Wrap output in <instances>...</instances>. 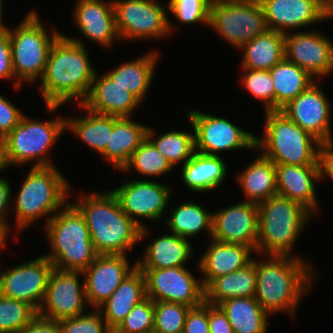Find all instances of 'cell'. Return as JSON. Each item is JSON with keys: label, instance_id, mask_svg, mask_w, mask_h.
Here are the masks:
<instances>
[{"label": "cell", "instance_id": "cell-26", "mask_svg": "<svg viewBox=\"0 0 333 333\" xmlns=\"http://www.w3.org/2000/svg\"><path fill=\"white\" fill-rule=\"evenodd\" d=\"M146 298L145 276L136 267L98 309H103L102 316L113 332L134 306Z\"/></svg>", "mask_w": 333, "mask_h": 333}, {"label": "cell", "instance_id": "cell-5", "mask_svg": "<svg viewBox=\"0 0 333 333\" xmlns=\"http://www.w3.org/2000/svg\"><path fill=\"white\" fill-rule=\"evenodd\" d=\"M45 225L51 253L44 256L54 268L84 271L98 257L85 218L73 204L66 202Z\"/></svg>", "mask_w": 333, "mask_h": 333}, {"label": "cell", "instance_id": "cell-32", "mask_svg": "<svg viewBox=\"0 0 333 333\" xmlns=\"http://www.w3.org/2000/svg\"><path fill=\"white\" fill-rule=\"evenodd\" d=\"M285 34L267 29L261 35L245 43L242 68L270 70L284 58Z\"/></svg>", "mask_w": 333, "mask_h": 333}, {"label": "cell", "instance_id": "cell-14", "mask_svg": "<svg viewBox=\"0 0 333 333\" xmlns=\"http://www.w3.org/2000/svg\"><path fill=\"white\" fill-rule=\"evenodd\" d=\"M140 270L145 276L146 295L153 301L181 303L191 308L205 302L202 282L185 267Z\"/></svg>", "mask_w": 333, "mask_h": 333}, {"label": "cell", "instance_id": "cell-17", "mask_svg": "<svg viewBox=\"0 0 333 333\" xmlns=\"http://www.w3.org/2000/svg\"><path fill=\"white\" fill-rule=\"evenodd\" d=\"M267 29L286 34L333 18V0H261Z\"/></svg>", "mask_w": 333, "mask_h": 333}, {"label": "cell", "instance_id": "cell-47", "mask_svg": "<svg viewBox=\"0 0 333 333\" xmlns=\"http://www.w3.org/2000/svg\"><path fill=\"white\" fill-rule=\"evenodd\" d=\"M183 333H210L207 302L188 311Z\"/></svg>", "mask_w": 333, "mask_h": 333}, {"label": "cell", "instance_id": "cell-1", "mask_svg": "<svg viewBox=\"0 0 333 333\" xmlns=\"http://www.w3.org/2000/svg\"><path fill=\"white\" fill-rule=\"evenodd\" d=\"M96 73L81 39L61 35L51 47L41 79V93L48 110L56 111L73 99L81 104Z\"/></svg>", "mask_w": 333, "mask_h": 333}, {"label": "cell", "instance_id": "cell-49", "mask_svg": "<svg viewBox=\"0 0 333 333\" xmlns=\"http://www.w3.org/2000/svg\"><path fill=\"white\" fill-rule=\"evenodd\" d=\"M208 320L210 333H234L228 318L218 305L208 304Z\"/></svg>", "mask_w": 333, "mask_h": 333}, {"label": "cell", "instance_id": "cell-53", "mask_svg": "<svg viewBox=\"0 0 333 333\" xmlns=\"http://www.w3.org/2000/svg\"><path fill=\"white\" fill-rule=\"evenodd\" d=\"M261 0H209V6L215 7L218 5L225 4H239V3H248V2H260Z\"/></svg>", "mask_w": 333, "mask_h": 333}, {"label": "cell", "instance_id": "cell-31", "mask_svg": "<svg viewBox=\"0 0 333 333\" xmlns=\"http://www.w3.org/2000/svg\"><path fill=\"white\" fill-rule=\"evenodd\" d=\"M218 306L228 318L234 333H267L270 314L255 297L230 298Z\"/></svg>", "mask_w": 333, "mask_h": 333}, {"label": "cell", "instance_id": "cell-41", "mask_svg": "<svg viewBox=\"0 0 333 333\" xmlns=\"http://www.w3.org/2000/svg\"><path fill=\"white\" fill-rule=\"evenodd\" d=\"M190 309L181 303L154 301V329L162 333H183Z\"/></svg>", "mask_w": 333, "mask_h": 333}, {"label": "cell", "instance_id": "cell-42", "mask_svg": "<svg viewBox=\"0 0 333 333\" xmlns=\"http://www.w3.org/2000/svg\"><path fill=\"white\" fill-rule=\"evenodd\" d=\"M241 83L248 93L264 102L265 111H275L274 84L269 70L242 68Z\"/></svg>", "mask_w": 333, "mask_h": 333}, {"label": "cell", "instance_id": "cell-10", "mask_svg": "<svg viewBox=\"0 0 333 333\" xmlns=\"http://www.w3.org/2000/svg\"><path fill=\"white\" fill-rule=\"evenodd\" d=\"M113 5L120 40L161 39L173 31L166 8L156 0H113Z\"/></svg>", "mask_w": 333, "mask_h": 333}, {"label": "cell", "instance_id": "cell-34", "mask_svg": "<svg viewBox=\"0 0 333 333\" xmlns=\"http://www.w3.org/2000/svg\"><path fill=\"white\" fill-rule=\"evenodd\" d=\"M158 55L156 50L150 51L136 60L119 65L106 74L142 102L152 83Z\"/></svg>", "mask_w": 333, "mask_h": 333}, {"label": "cell", "instance_id": "cell-44", "mask_svg": "<svg viewBox=\"0 0 333 333\" xmlns=\"http://www.w3.org/2000/svg\"><path fill=\"white\" fill-rule=\"evenodd\" d=\"M168 10L183 24L202 22L209 26V0H169Z\"/></svg>", "mask_w": 333, "mask_h": 333}, {"label": "cell", "instance_id": "cell-39", "mask_svg": "<svg viewBox=\"0 0 333 333\" xmlns=\"http://www.w3.org/2000/svg\"><path fill=\"white\" fill-rule=\"evenodd\" d=\"M131 168H135L138 173L144 176L159 177V175L168 173L174 167L146 137L134 151L129 163L122 171L128 172Z\"/></svg>", "mask_w": 333, "mask_h": 333}, {"label": "cell", "instance_id": "cell-37", "mask_svg": "<svg viewBox=\"0 0 333 333\" xmlns=\"http://www.w3.org/2000/svg\"><path fill=\"white\" fill-rule=\"evenodd\" d=\"M171 212L169 220H166L171 233L188 239L206 230L212 236L213 213L206 211L203 206L188 201L183 202Z\"/></svg>", "mask_w": 333, "mask_h": 333}, {"label": "cell", "instance_id": "cell-36", "mask_svg": "<svg viewBox=\"0 0 333 333\" xmlns=\"http://www.w3.org/2000/svg\"><path fill=\"white\" fill-rule=\"evenodd\" d=\"M84 110L87 113L84 117L65 118V128H69L85 144L102 154L113 131V116L97 114L85 108Z\"/></svg>", "mask_w": 333, "mask_h": 333}, {"label": "cell", "instance_id": "cell-11", "mask_svg": "<svg viewBox=\"0 0 333 333\" xmlns=\"http://www.w3.org/2000/svg\"><path fill=\"white\" fill-rule=\"evenodd\" d=\"M187 115L195 133L196 152L217 156L221 151L255 149L256 136L227 119L197 110H189Z\"/></svg>", "mask_w": 333, "mask_h": 333}, {"label": "cell", "instance_id": "cell-20", "mask_svg": "<svg viewBox=\"0 0 333 333\" xmlns=\"http://www.w3.org/2000/svg\"><path fill=\"white\" fill-rule=\"evenodd\" d=\"M258 204L243 201L213 212L212 236L218 242L252 247L257 253Z\"/></svg>", "mask_w": 333, "mask_h": 333}, {"label": "cell", "instance_id": "cell-18", "mask_svg": "<svg viewBox=\"0 0 333 333\" xmlns=\"http://www.w3.org/2000/svg\"><path fill=\"white\" fill-rule=\"evenodd\" d=\"M331 104L315 81L280 111L324 146L333 145Z\"/></svg>", "mask_w": 333, "mask_h": 333}, {"label": "cell", "instance_id": "cell-16", "mask_svg": "<svg viewBox=\"0 0 333 333\" xmlns=\"http://www.w3.org/2000/svg\"><path fill=\"white\" fill-rule=\"evenodd\" d=\"M53 268L52 262L41 255L27 263L4 270L0 273V295L26 302L38 311Z\"/></svg>", "mask_w": 333, "mask_h": 333}, {"label": "cell", "instance_id": "cell-52", "mask_svg": "<svg viewBox=\"0 0 333 333\" xmlns=\"http://www.w3.org/2000/svg\"><path fill=\"white\" fill-rule=\"evenodd\" d=\"M324 176L333 179V145L323 149Z\"/></svg>", "mask_w": 333, "mask_h": 333}, {"label": "cell", "instance_id": "cell-40", "mask_svg": "<svg viewBox=\"0 0 333 333\" xmlns=\"http://www.w3.org/2000/svg\"><path fill=\"white\" fill-rule=\"evenodd\" d=\"M37 315L30 304L0 295V333H18Z\"/></svg>", "mask_w": 333, "mask_h": 333}, {"label": "cell", "instance_id": "cell-55", "mask_svg": "<svg viewBox=\"0 0 333 333\" xmlns=\"http://www.w3.org/2000/svg\"><path fill=\"white\" fill-rule=\"evenodd\" d=\"M2 0H0V36L8 33L9 29L2 22Z\"/></svg>", "mask_w": 333, "mask_h": 333}, {"label": "cell", "instance_id": "cell-48", "mask_svg": "<svg viewBox=\"0 0 333 333\" xmlns=\"http://www.w3.org/2000/svg\"><path fill=\"white\" fill-rule=\"evenodd\" d=\"M15 79L12 65L11 39L6 33L0 36V79Z\"/></svg>", "mask_w": 333, "mask_h": 333}, {"label": "cell", "instance_id": "cell-6", "mask_svg": "<svg viewBox=\"0 0 333 333\" xmlns=\"http://www.w3.org/2000/svg\"><path fill=\"white\" fill-rule=\"evenodd\" d=\"M257 253L290 256L295 241L311 212L303 205L278 194L258 204Z\"/></svg>", "mask_w": 333, "mask_h": 333}, {"label": "cell", "instance_id": "cell-21", "mask_svg": "<svg viewBox=\"0 0 333 333\" xmlns=\"http://www.w3.org/2000/svg\"><path fill=\"white\" fill-rule=\"evenodd\" d=\"M129 264L126 255H98L83 271L86 299L91 307L98 309L137 267L136 263Z\"/></svg>", "mask_w": 333, "mask_h": 333}, {"label": "cell", "instance_id": "cell-2", "mask_svg": "<svg viewBox=\"0 0 333 333\" xmlns=\"http://www.w3.org/2000/svg\"><path fill=\"white\" fill-rule=\"evenodd\" d=\"M269 259L256 261L257 280L255 299L270 315L288 312L294 318L295 308L315 277L309 261L290 255H269Z\"/></svg>", "mask_w": 333, "mask_h": 333}, {"label": "cell", "instance_id": "cell-28", "mask_svg": "<svg viewBox=\"0 0 333 333\" xmlns=\"http://www.w3.org/2000/svg\"><path fill=\"white\" fill-rule=\"evenodd\" d=\"M192 253V245L187 238L165 234L147 245L144 258L137 260L136 266L139 269L185 267Z\"/></svg>", "mask_w": 333, "mask_h": 333}, {"label": "cell", "instance_id": "cell-30", "mask_svg": "<svg viewBox=\"0 0 333 333\" xmlns=\"http://www.w3.org/2000/svg\"><path fill=\"white\" fill-rule=\"evenodd\" d=\"M257 273L252 261L246 267L213 279L205 287V302L218 305L237 297H255Z\"/></svg>", "mask_w": 333, "mask_h": 333}, {"label": "cell", "instance_id": "cell-43", "mask_svg": "<svg viewBox=\"0 0 333 333\" xmlns=\"http://www.w3.org/2000/svg\"><path fill=\"white\" fill-rule=\"evenodd\" d=\"M154 329V301L146 298L134 306L112 333H147Z\"/></svg>", "mask_w": 333, "mask_h": 333}, {"label": "cell", "instance_id": "cell-35", "mask_svg": "<svg viewBox=\"0 0 333 333\" xmlns=\"http://www.w3.org/2000/svg\"><path fill=\"white\" fill-rule=\"evenodd\" d=\"M269 71L274 84L275 111H280L315 82L304 69L285 58Z\"/></svg>", "mask_w": 333, "mask_h": 333}, {"label": "cell", "instance_id": "cell-23", "mask_svg": "<svg viewBox=\"0 0 333 333\" xmlns=\"http://www.w3.org/2000/svg\"><path fill=\"white\" fill-rule=\"evenodd\" d=\"M97 76L95 74L89 93L79 107L102 115L130 117L140 101L106 73L99 79Z\"/></svg>", "mask_w": 333, "mask_h": 333}, {"label": "cell", "instance_id": "cell-45", "mask_svg": "<svg viewBox=\"0 0 333 333\" xmlns=\"http://www.w3.org/2000/svg\"><path fill=\"white\" fill-rule=\"evenodd\" d=\"M101 312L94 309L88 314L59 320L62 333H112Z\"/></svg>", "mask_w": 333, "mask_h": 333}, {"label": "cell", "instance_id": "cell-19", "mask_svg": "<svg viewBox=\"0 0 333 333\" xmlns=\"http://www.w3.org/2000/svg\"><path fill=\"white\" fill-rule=\"evenodd\" d=\"M319 31L286 33L284 58L304 69L311 77L333 72V43Z\"/></svg>", "mask_w": 333, "mask_h": 333}, {"label": "cell", "instance_id": "cell-22", "mask_svg": "<svg viewBox=\"0 0 333 333\" xmlns=\"http://www.w3.org/2000/svg\"><path fill=\"white\" fill-rule=\"evenodd\" d=\"M73 19L85 38L108 47L119 40L113 0H76Z\"/></svg>", "mask_w": 333, "mask_h": 333}, {"label": "cell", "instance_id": "cell-46", "mask_svg": "<svg viewBox=\"0 0 333 333\" xmlns=\"http://www.w3.org/2000/svg\"><path fill=\"white\" fill-rule=\"evenodd\" d=\"M24 113L0 94V137L5 138L19 123Z\"/></svg>", "mask_w": 333, "mask_h": 333}, {"label": "cell", "instance_id": "cell-25", "mask_svg": "<svg viewBox=\"0 0 333 333\" xmlns=\"http://www.w3.org/2000/svg\"><path fill=\"white\" fill-rule=\"evenodd\" d=\"M211 241L198 263L203 273L201 282L204 288L213 279L246 267L252 262V253L256 252L252 247L241 244Z\"/></svg>", "mask_w": 333, "mask_h": 333}, {"label": "cell", "instance_id": "cell-27", "mask_svg": "<svg viewBox=\"0 0 333 333\" xmlns=\"http://www.w3.org/2000/svg\"><path fill=\"white\" fill-rule=\"evenodd\" d=\"M130 118L113 116V131L105 151L101 154L120 171L129 163L134 151L146 138L148 128Z\"/></svg>", "mask_w": 333, "mask_h": 333}, {"label": "cell", "instance_id": "cell-4", "mask_svg": "<svg viewBox=\"0 0 333 333\" xmlns=\"http://www.w3.org/2000/svg\"><path fill=\"white\" fill-rule=\"evenodd\" d=\"M263 137H255V150L274 164L324 165V145L281 111H266Z\"/></svg>", "mask_w": 333, "mask_h": 333}, {"label": "cell", "instance_id": "cell-9", "mask_svg": "<svg viewBox=\"0 0 333 333\" xmlns=\"http://www.w3.org/2000/svg\"><path fill=\"white\" fill-rule=\"evenodd\" d=\"M65 119L38 121L26 117L4 138L8 165H22L36 161L33 167L54 166L48 150L64 132ZM47 153V154H46Z\"/></svg>", "mask_w": 333, "mask_h": 333}, {"label": "cell", "instance_id": "cell-51", "mask_svg": "<svg viewBox=\"0 0 333 333\" xmlns=\"http://www.w3.org/2000/svg\"><path fill=\"white\" fill-rule=\"evenodd\" d=\"M11 186L7 179L0 177V228L7 234L9 232L8 222H6V211L11 198ZM5 213V214H4Z\"/></svg>", "mask_w": 333, "mask_h": 333}, {"label": "cell", "instance_id": "cell-56", "mask_svg": "<svg viewBox=\"0 0 333 333\" xmlns=\"http://www.w3.org/2000/svg\"><path fill=\"white\" fill-rule=\"evenodd\" d=\"M6 238H7V233L2 228H0V252L2 248H4Z\"/></svg>", "mask_w": 333, "mask_h": 333}, {"label": "cell", "instance_id": "cell-15", "mask_svg": "<svg viewBox=\"0 0 333 333\" xmlns=\"http://www.w3.org/2000/svg\"><path fill=\"white\" fill-rule=\"evenodd\" d=\"M111 191L116 195L121 209L141 228L140 240L148 234V228L134 217L159 220L164 216L169 198L172 197L169 186L138 179L127 180Z\"/></svg>", "mask_w": 333, "mask_h": 333}, {"label": "cell", "instance_id": "cell-33", "mask_svg": "<svg viewBox=\"0 0 333 333\" xmlns=\"http://www.w3.org/2000/svg\"><path fill=\"white\" fill-rule=\"evenodd\" d=\"M237 179L245 195V201L259 204L277 194L275 164L262 154L240 174Z\"/></svg>", "mask_w": 333, "mask_h": 333}, {"label": "cell", "instance_id": "cell-50", "mask_svg": "<svg viewBox=\"0 0 333 333\" xmlns=\"http://www.w3.org/2000/svg\"><path fill=\"white\" fill-rule=\"evenodd\" d=\"M18 333H62L58 321H51L38 315Z\"/></svg>", "mask_w": 333, "mask_h": 333}, {"label": "cell", "instance_id": "cell-57", "mask_svg": "<svg viewBox=\"0 0 333 333\" xmlns=\"http://www.w3.org/2000/svg\"><path fill=\"white\" fill-rule=\"evenodd\" d=\"M147 333H162V332H159V331L153 329V330H151V331H149V332H147Z\"/></svg>", "mask_w": 333, "mask_h": 333}, {"label": "cell", "instance_id": "cell-38", "mask_svg": "<svg viewBox=\"0 0 333 333\" xmlns=\"http://www.w3.org/2000/svg\"><path fill=\"white\" fill-rule=\"evenodd\" d=\"M154 134V129L149 126L146 137L173 167L181 161L184 165L195 153V133L193 132L173 130L159 135L157 138Z\"/></svg>", "mask_w": 333, "mask_h": 333}, {"label": "cell", "instance_id": "cell-54", "mask_svg": "<svg viewBox=\"0 0 333 333\" xmlns=\"http://www.w3.org/2000/svg\"><path fill=\"white\" fill-rule=\"evenodd\" d=\"M8 167L9 165L6 158L5 141L4 138L0 137V172L4 171V169Z\"/></svg>", "mask_w": 333, "mask_h": 333}, {"label": "cell", "instance_id": "cell-24", "mask_svg": "<svg viewBox=\"0 0 333 333\" xmlns=\"http://www.w3.org/2000/svg\"><path fill=\"white\" fill-rule=\"evenodd\" d=\"M277 194L307 208L317 210L314 181L324 177V165L275 164Z\"/></svg>", "mask_w": 333, "mask_h": 333}, {"label": "cell", "instance_id": "cell-13", "mask_svg": "<svg viewBox=\"0 0 333 333\" xmlns=\"http://www.w3.org/2000/svg\"><path fill=\"white\" fill-rule=\"evenodd\" d=\"M80 275L84 276L83 271L53 268L48 279L45 297L37 311L38 316L59 321L84 314L85 304H87L85 279L81 284Z\"/></svg>", "mask_w": 333, "mask_h": 333}, {"label": "cell", "instance_id": "cell-12", "mask_svg": "<svg viewBox=\"0 0 333 333\" xmlns=\"http://www.w3.org/2000/svg\"><path fill=\"white\" fill-rule=\"evenodd\" d=\"M209 27L238 49L267 30L260 2L210 7Z\"/></svg>", "mask_w": 333, "mask_h": 333}, {"label": "cell", "instance_id": "cell-29", "mask_svg": "<svg viewBox=\"0 0 333 333\" xmlns=\"http://www.w3.org/2000/svg\"><path fill=\"white\" fill-rule=\"evenodd\" d=\"M227 174V166L220 155L195 152L182 166L181 177L191 191L206 192L218 188Z\"/></svg>", "mask_w": 333, "mask_h": 333}, {"label": "cell", "instance_id": "cell-3", "mask_svg": "<svg viewBox=\"0 0 333 333\" xmlns=\"http://www.w3.org/2000/svg\"><path fill=\"white\" fill-rule=\"evenodd\" d=\"M73 205L84 216L99 255H126L140 242L141 228L121 209L112 191L85 194Z\"/></svg>", "mask_w": 333, "mask_h": 333}, {"label": "cell", "instance_id": "cell-7", "mask_svg": "<svg viewBox=\"0 0 333 333\" xmlns=\"http://www.w3.org/2000/svg\"><path fill=\"white\" fill-rule=\"evenodd\" d=\"M69 183L55 166L31 167L17 196L16 230L47 216V222L65 206Z\"/></svg>", "mask_w": 333, "mask_h": 333}, {"label": "cell", "instance_id": "cell-8", "mask_svg": "<svg viewBox=\"0 0 333 333\" xmlns=\"http://www.w3.org/2000/svg\"><path fill=\"white\" fill-rule=\"evenodd\" d=\"M8 34L16 80L14 86L20 88L21 81L41 80L51 47L62 34L55 30L50 35L35 10L29 12L15 30L9 29Z\"/></svg>", "mask_w": 333, "mask_h": 333}]
</instances>
